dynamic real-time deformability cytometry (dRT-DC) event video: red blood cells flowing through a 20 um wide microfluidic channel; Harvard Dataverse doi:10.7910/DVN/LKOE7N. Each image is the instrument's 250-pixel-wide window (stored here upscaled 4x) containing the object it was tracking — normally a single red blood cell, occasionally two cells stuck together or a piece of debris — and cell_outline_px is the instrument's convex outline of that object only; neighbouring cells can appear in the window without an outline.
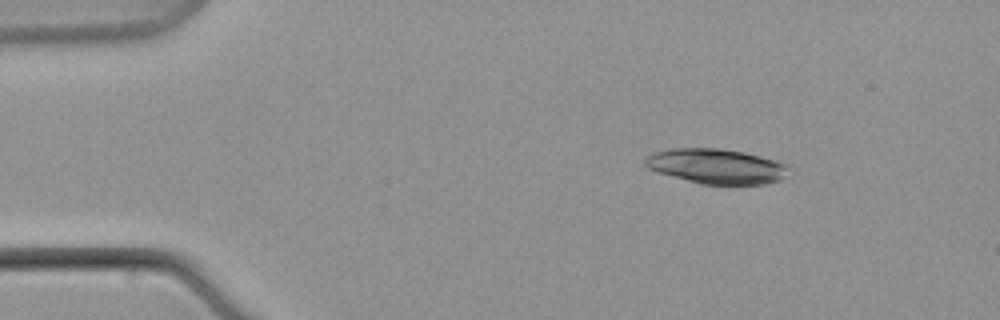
{"species": "common noctule bat (a hibernating species)", "species_latin": "Nyctalus noctula", "temperature_condition": "warm", "stored_images_in_passage": 5, "camera_frame_rate_fps": 3000, "um_per_image_px": 0.085, "animal": {"sex": "male", "body_mass_g": 21.5, "forearm_length_mm": 52.0}, "frame": {"image": 1, "passage_image": 3, "time_ms": 2.333, "image_size_px": [1000, 320], "cell_outline_px": [[792, 168], [780, 180], [764, 184], [700, 184], [656, 172], [648, 168], [644, 164], [644, 156], [652, 152], [672, 148], [720, 148], [744, 152], [792, 164]], "centroid_in_image_um": [60.9, 14.12], "position_along_channel_um": 24.1, "area_um2": 29.71}}